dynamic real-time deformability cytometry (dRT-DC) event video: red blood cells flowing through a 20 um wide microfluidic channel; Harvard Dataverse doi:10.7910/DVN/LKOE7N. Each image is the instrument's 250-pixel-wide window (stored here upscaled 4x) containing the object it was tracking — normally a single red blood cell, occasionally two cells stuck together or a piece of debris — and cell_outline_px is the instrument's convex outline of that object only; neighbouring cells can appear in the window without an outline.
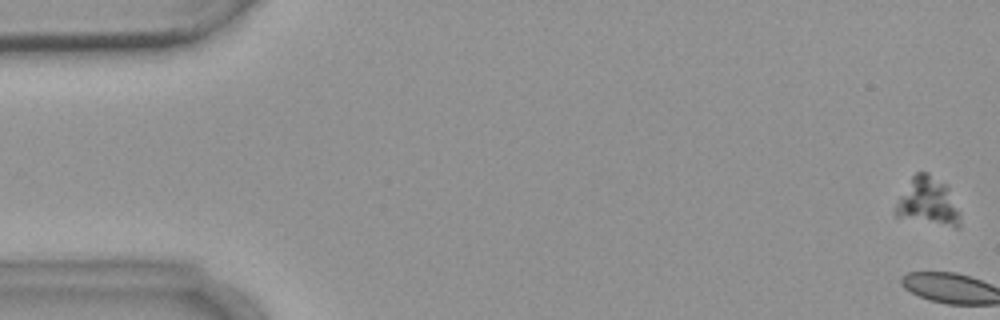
{"species": "common noctule bat (a hibernating species)", "species_latin": "Nyctalus noctula", "temperature_condition": "warm", "stored_images_in_passage": 8, "camera_frame_rate_fps": 3000, "um_per_image_px": 0.085, "animal": {"sex": "female", "body_mass_g": 18.4}, "frame": {"image": 1, "passage_image": 1, "time_ms": 0.0, "image_size_px": [1000, 320], "cell_outline_px": [[960, 228], [956, 228], [896, 216], [892, 208], [912, 176], [916, 172], [928, 172], [944, 184], [948, 188], [960, 212]], "centroid_in_image_um": [78.86, 17.16], "position_along_channel_um": 6.1, "area_um2": 17.98}}